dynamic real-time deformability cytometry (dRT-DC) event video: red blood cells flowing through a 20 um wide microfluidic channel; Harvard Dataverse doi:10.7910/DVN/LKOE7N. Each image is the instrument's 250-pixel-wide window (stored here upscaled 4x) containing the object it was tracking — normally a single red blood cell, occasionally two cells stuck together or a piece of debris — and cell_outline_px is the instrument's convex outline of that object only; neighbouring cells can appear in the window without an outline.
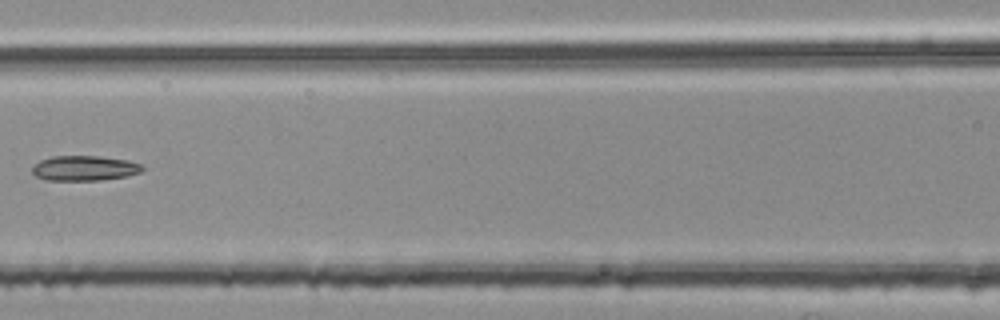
{"species": "common noctule bat (a hibernating species)", "species_latin": "Nyctalus noctula", "temperature_condition": "room temperature", "stored_images_in_passage": 6, "segment_of_instrument_passage": [2, 2], "camera_frame_rate_fps": 3000, "um_per_image_px": 0.085, "animal": {"sex": "female", "body_mass_g": 25.1}, "frame": {"image": 1, "passage_image": 6, "time_ms": 1.667, "image_size_px": [1000, 320], "cell_outline_px": [[144, 168], [140, 172], [128, 176], [100, 180], [44, 180], [36, 176], [32, 172], [32, 168], [40, 160], [52, 156], [100, 156], [128, 160], [140, 164]], "centroid_in_image_um": [7.18, 14.29], "position_along_channel_um": 159.4, "area_um2": 16.07}}